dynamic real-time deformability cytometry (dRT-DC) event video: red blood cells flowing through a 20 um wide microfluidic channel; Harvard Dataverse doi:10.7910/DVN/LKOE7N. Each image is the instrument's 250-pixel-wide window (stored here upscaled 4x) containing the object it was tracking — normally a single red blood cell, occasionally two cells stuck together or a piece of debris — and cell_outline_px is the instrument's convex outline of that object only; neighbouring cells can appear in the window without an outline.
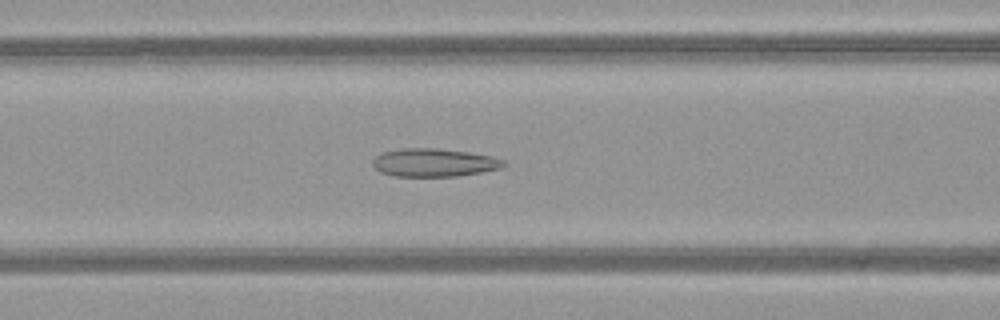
{"species": "common noctule bat (a hibernating species)", "species_latin": "Nyctalus noctula", "temperature_condition": "warm", "stored_images_in_passage": 46, "camera_frame_rate_fps": 3000, "um_per_image_px": 0.085, "animal": {"sex": "female", "body_mass_g": 21.9}, "frame": {"image": 1, "passage_image": 17, "time_ms": 5.333, "image_size_px": [1000, 320], "cell_outline_px": [[508, 164], [504, 168], [456, 176], [396, 176], [380, 172], [372, 164], [372, 160], [380, 152], [400, 148], [436, 148], [468, 152], [492, 156], [504, 160]], "centroid_in_image_um": [36.9, 13.81], "position_along_channel_um": 129.7, "area_um2": 21.62}}
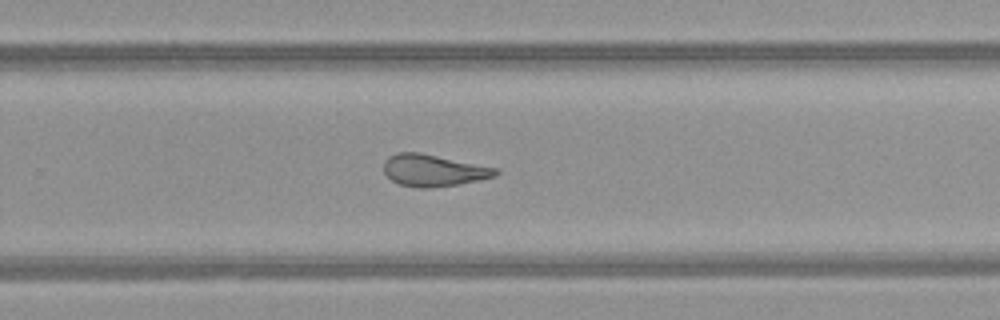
{"frame": {"image": 2, "passage_image": 29, "time_ms": 9.333, "image_size_px": [1000, 320], "cell_outline_px": [[500, 172], [496, 176], [480, 180], [460, 184], [428, 188], [420, 188], [400, 184], [392, 180], [384, 172], [384, 160], [388, 156], [396, 152], [420, 152], [500, 168]], "centroid_in_image_um": [36.88, 14.47], "position_along_channel_um": 292.9, "area_um2": 21.04}}
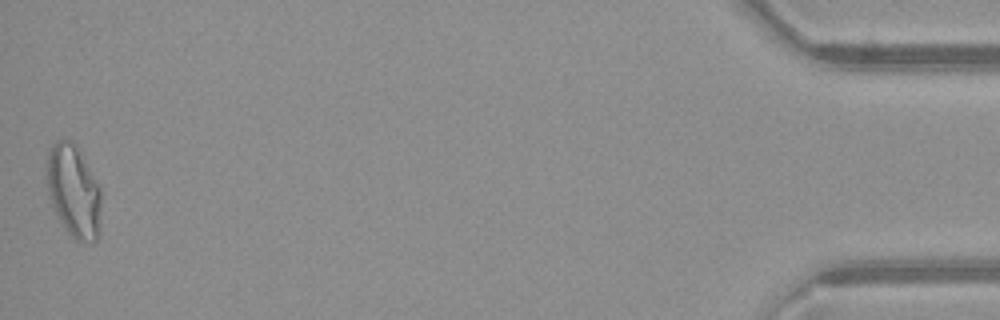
{"frame": {"image": 3, "passage_image": 46, "time_ms": 15.0, "image_size_px": [1000, 320], "cell_outline_px": [[100, 204], [96, 240], [92, 244], [76, 240], [68, 232], [60, 220], [52, 204], [48, 192], [44, 176], [44, 168], [48, 148], [56, 140], [72, 140], [80, 148], [100, 184]], "centroid_in_image_um": [6.22, 16.14], "position_along_channel_um": 429.0, "area_um2": 30.0}, "authors_computed_cell_mechanics": {"area_um2": 23.12, "velocity_mm_per_s": 4.0844, "shape_relaxation_time_tau1_ms": null, "shape_relaxation_time_tau2_ms": 2.4834, "deformation_change_tau1": null, "deformation_change_tau2": 0.1226}}